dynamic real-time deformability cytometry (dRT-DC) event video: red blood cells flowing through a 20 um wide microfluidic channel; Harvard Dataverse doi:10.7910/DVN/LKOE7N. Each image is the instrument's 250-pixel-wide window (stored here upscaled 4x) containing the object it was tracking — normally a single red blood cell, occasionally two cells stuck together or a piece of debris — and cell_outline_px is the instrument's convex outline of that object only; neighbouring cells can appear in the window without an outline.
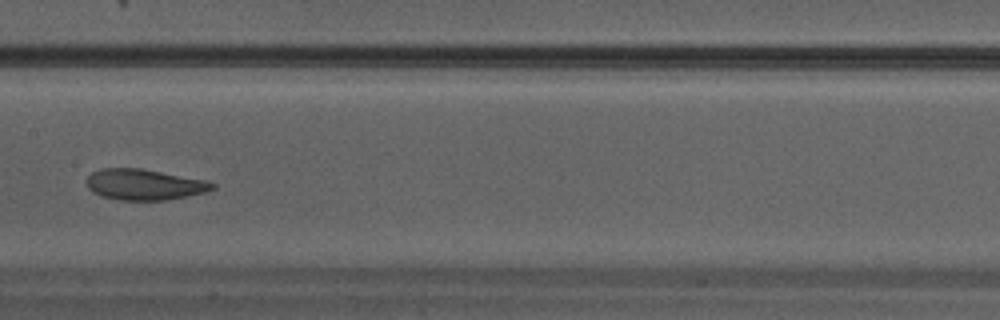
{"species": "Egyptian fruit bat (a non-hibernating species)", "species_latin": "Rousettus aegyptiacus", "temperature_condition": "warm", "stored_images_in_passage": 23, "camera_frame_rate_fps": 3000, "um_per_image_px": 0.085, "animal": {"sex": "male"}, "frame": {"image": 1, "passage_image": 17, "time_ms": 5.333, "image_size_px": [1000, 320], "cell_outline_px": [[216, 188], [204, 192], [164, 200], [120, 200], [104, 196], [88, 188], [88, 176], [92, 172], [100, 168], [140, 168], [204, 180], [216, 184]], "centroid_in_image_um": [12.26, 15.67], "position_along_channel_um": 195.1, "area_um2": 22.14}}